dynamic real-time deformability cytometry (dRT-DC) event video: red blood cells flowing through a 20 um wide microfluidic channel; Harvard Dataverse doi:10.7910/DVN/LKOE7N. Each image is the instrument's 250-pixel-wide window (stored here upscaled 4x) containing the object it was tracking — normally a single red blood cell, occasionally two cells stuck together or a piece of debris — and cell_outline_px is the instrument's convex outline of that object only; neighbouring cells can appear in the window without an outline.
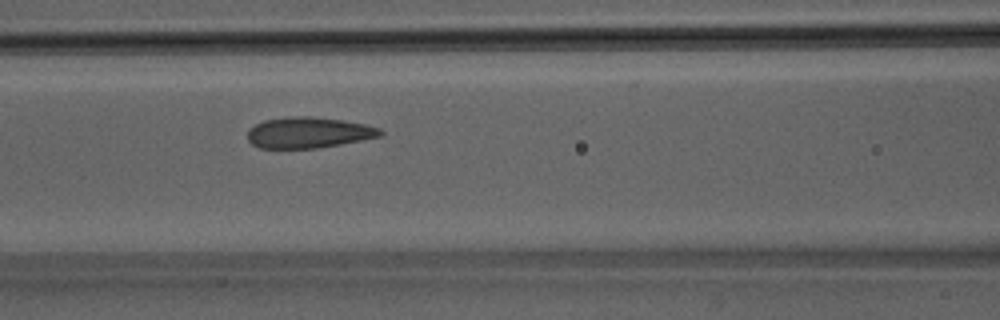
{"species": "Egyptian fruit bat (a non-hibernating species)", "species_latin": "Rousettus aegyptiacus", "temperature_condition": "room temperature", "stored_images_in_passage": 34, "camera_frame_rate_fps": 3000, "um_per_image_px": 0.085, "animal": {"sex": "male"}, "frame": {"image": 1, "passage_image": 6, "time_ms": 1.667, "image_size_px": [1000, 320], "cell_outline_px": [[384, 132], [380, 136], [340, 144], [316, 148], [260, 148], [252, 144], [248, 140], [248, 128], [264, 120], [292, 116], [312, 116], [340, 120], [364, 124], [380, 128]], "centroid_in_image_um": [26.19, 11.27], "position_along_channel_um": 140.4, "area_um2": 23.76}}
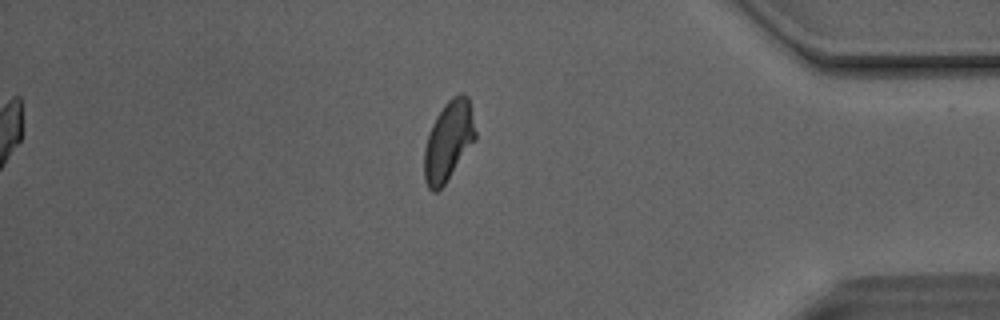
{"frame": {"image": 2, "passage_image": 27, "time_ms": 8.667, "image_size_px": [1000, 320], "cell_outline_px": [[476, 140], [444, 184], [436, 192], [432, 192], [428, 188], [424, 180], [424, 148], [428, 132], [436, 116], [444, 104], [452, 96], [460, 92], [464, 92], [468, 96], [476, 132]], "centroid_in_image_um": [38.11, 11.96], "position_along_channel_um": 397.1, "area_um2": 23.93}}
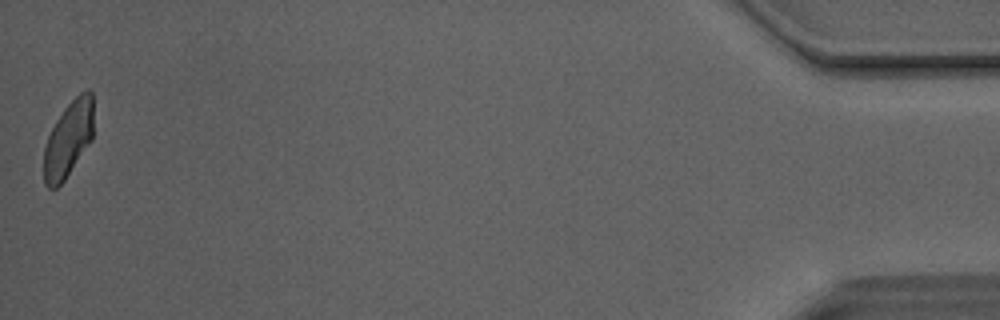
{"frame": {"image": 3, "passage_image": 34, "time_ms": 11.0, "image_size_px": [1000, 320], "cell_outline_px": [[92, 140], [64, 180], [56, 188], [48, 188], [44, 184], [44, 148], [48, 136], [56, 120], [64, 108], [80, 92], [88, 88], [92, 92]], "centroid_in_image_um": [5.8, 11.82], "position_along_channel_um": 429.4, "area_um2": 21.79}, "authors_computed_cell_mechanics": {"area_um2": 23.6113, "velocity_mm_per_s": 4.1213, "shape_relaxation_time_tau1_ms": 4.1903, "shape_relaxation_time_tau2_ms": 0.8769, "deformation_change_tau1": 0.1242, "deformation_change_tau2": 0.0466}}